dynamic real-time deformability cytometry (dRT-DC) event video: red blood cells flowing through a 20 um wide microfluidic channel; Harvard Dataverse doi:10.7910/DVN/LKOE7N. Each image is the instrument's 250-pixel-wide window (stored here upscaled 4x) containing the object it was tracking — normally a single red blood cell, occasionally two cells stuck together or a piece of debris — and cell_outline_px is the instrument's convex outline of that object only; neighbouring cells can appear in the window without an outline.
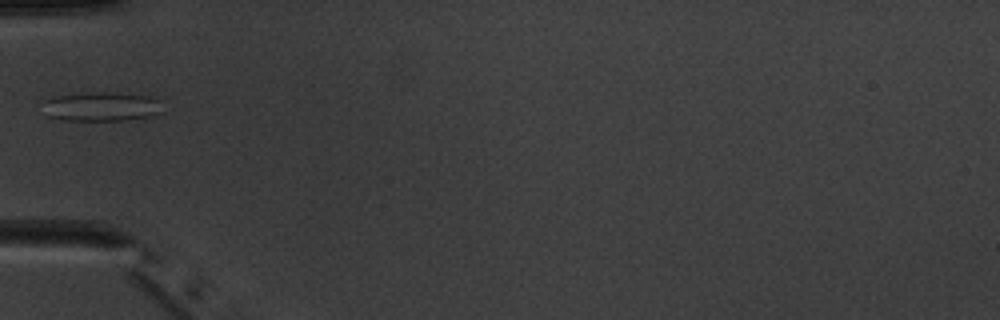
{"species": "common noctule bat (a hibernating species)", "species_latin": "Nyctalus noctula", "temperature_condition": "warm", "stored_images_in_passage": 3, "camera_frame_rate_fps": 3000, "um_per_image_px": 0.085, "animal": {"sex": "male", "body_mass_g": 20.1, "forearm_length_mm": 53.5}, "frame": {"image": 1, "passage_image": 2, "time_ms": 2.0, "image_size_px": [1000, 320], "cell_outline_px": [[160, 112], [152, 116], [128, 120], [64, 120], [44, 116], [44, 100], [52, 96], [88, 92], [108, 92], [148, 96], [160, 100]], "centroid_in_image_um": [8.56, 9.06], "position_along_channel_um": 76.4, "area_um2": 20.52}}
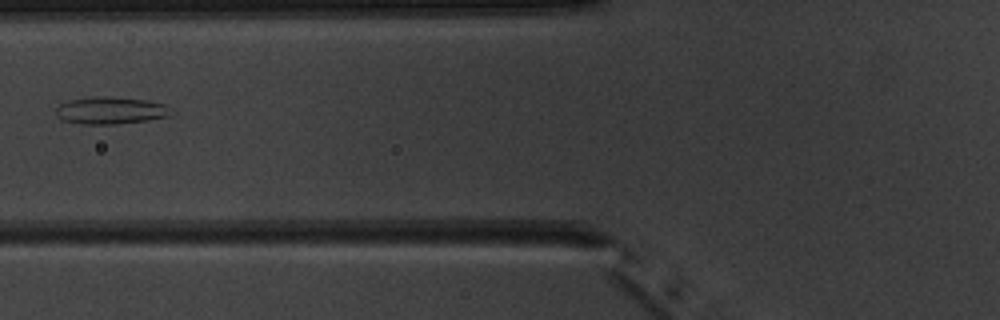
{"frame": {"image": 2, "passage_image": 3, "time_ms": 3.0, "image_size_px": [1000, 320], "cell_outline_px": [[172, 112], [168, 116], [148, 120], [116, 124], [80, 124], [60, 120], [56, 116], [56, 108], [60, 104], [68, 100], [96, 96], [112, 96], [144, 100], [164, 104], [172, 108]], "centroid_in_image_um": [9.37, 9.39], "position_along_channel_um": 116.4, "area_um2": 18.44}}